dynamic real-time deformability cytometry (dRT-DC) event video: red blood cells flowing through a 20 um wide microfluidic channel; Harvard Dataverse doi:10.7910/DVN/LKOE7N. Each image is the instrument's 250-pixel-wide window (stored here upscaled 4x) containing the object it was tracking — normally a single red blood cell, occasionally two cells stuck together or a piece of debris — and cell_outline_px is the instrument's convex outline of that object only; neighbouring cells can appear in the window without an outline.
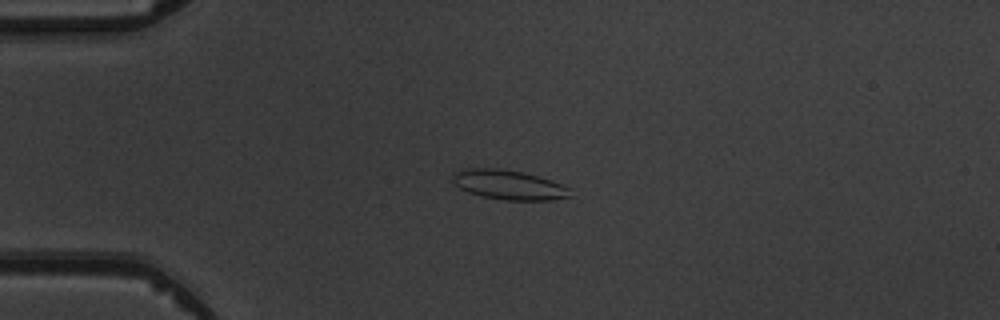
{"species": "common noctule bat (a hibernating species)", "species_latin": "Nyctalus noctula", "temperature_condition": "warm", "stored_images_in_passage": 4, "camera_frame_rate_fps": 3000, "um_per_image_px": 0.085, "animal": {"sex": "male", "body_mass_g": 19.5, "forearm_length_mm": 54.6}, "frame": {"image": 1, "passage_image": 3, "time_ms": 2.333, "image_size_px": [1000, 320], "cell_outline_px": [[572, 196], [552, 200], [504, 200], [480, 196], [468, 192], [460, 188], [452, 180], [452, 176], [456, 172], [468, 168], [496, 168], [524, 172], [572, 188]], "centroid_in_image_um": [43.26, 15.72], "position_along_channel_um": 41.7, "area_um2": 20.17}}